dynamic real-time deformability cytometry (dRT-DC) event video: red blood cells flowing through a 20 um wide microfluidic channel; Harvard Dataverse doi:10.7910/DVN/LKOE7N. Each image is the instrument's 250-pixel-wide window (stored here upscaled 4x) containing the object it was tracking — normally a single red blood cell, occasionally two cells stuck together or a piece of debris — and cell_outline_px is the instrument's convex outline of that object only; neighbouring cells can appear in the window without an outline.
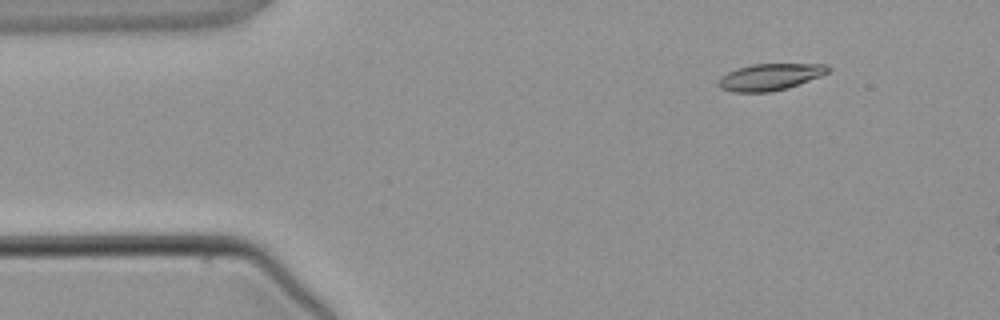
{"species": "common noctule bat (a hibernating species)", "species_latin": "Nyctalus noctula", "temperature_condition": "warm", "stored_images_in_passage": 2, "camera_frame_rate_fps": 3000, "um_per_image_px": 0.085, "animal": {"sex": "male", "body_mass_g": 21.5, "forearm_length_mm": 52.0}, "frame": {"image": 1, "passage_image": 1, "time_ms": 0.0, "image_size_px": [1000, 320], "cell_outline_px": [[832, 68], [828, 72], [820, 76], [788, 88], [772, 92], [732, 92], [720, 88], [716, 84], [720, 76], [736, 68], [752, 64], [828, 64]], "centroid_in_image_um": [65.42, 6.54], "position_along_channel_um": 19.6, "area_um2": 17.22}}